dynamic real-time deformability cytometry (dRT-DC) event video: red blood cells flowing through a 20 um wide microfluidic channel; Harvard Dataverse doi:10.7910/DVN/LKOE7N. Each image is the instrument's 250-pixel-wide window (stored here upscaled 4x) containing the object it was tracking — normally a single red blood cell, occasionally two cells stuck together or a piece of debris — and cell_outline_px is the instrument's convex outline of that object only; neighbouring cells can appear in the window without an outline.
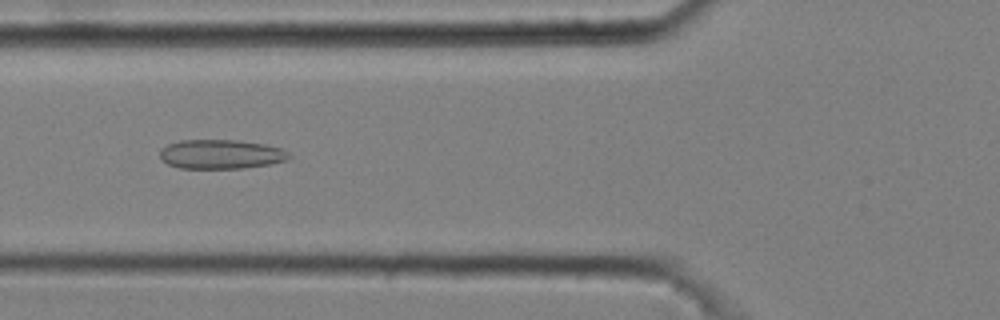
{"species": "common noctule bat (a hibernating species)", "species_latin": "Nyctalus noctula", "temperature_condition": "cold", "stored_images_in_passage": 7, "camera_frame_rate_fps": 3000, "um_per_image_px": 0.085, "animal": {"sex": "male", "body_mass_g": 20.4}, "frame": {"image": 1, "passage_image": 4, "time_ms": 1.0, "image_size_px": [1000, 320], "cell_outline_px": [[292, 156], [288, 160], [272, 164], [244, 168], [180, 168], [168, 164], [160, 160], [160, 152], [168, 144], [180, 140], [240, 140], [264, 144], [284, 148]], "centroid_in_image_um": [18.83, 13.11], "position_along_channel_um": 107.0, "area_um2": 22.25}}
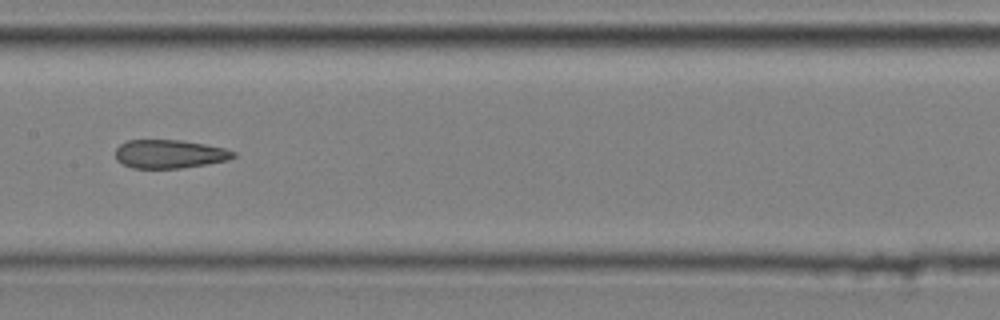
{"frame": {"image": 2, "passage_image": 6, "time_ms": 1.667, "image_size_px": [1000, 320], "cell_outline_px": [[236, 156], [228, 160], [208, 164], [180, 168], [132, 168], [116, 160], [116, 148], [120, 144], [128, 140], [180, 140], [204, 144], [224, 148], [236, 152]], "centroid_in_image_um": [14.42, 13.09], "position_along_channel_um": 193.0, "area_um2": 19.59}}
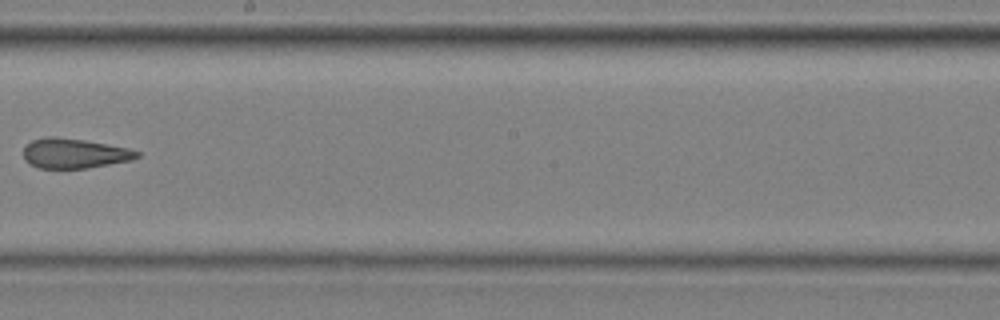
{"frame": {"image": 3, "passage_image": 7, "time_ms": 2.0, "image_size_px": [1000, 320], "cell_outline_px": [[140, 156], [132, 160], [88, 168], [40, 168], [24, 160], [24, 148], [32, 140], [44, 136], [56, 136], [84, 140], [128, 148], [140, 152]], "centroid_in_image_um": [6.33, 13.03], "position_along_channel_um": 241.9, "area_um2": 19.71}}